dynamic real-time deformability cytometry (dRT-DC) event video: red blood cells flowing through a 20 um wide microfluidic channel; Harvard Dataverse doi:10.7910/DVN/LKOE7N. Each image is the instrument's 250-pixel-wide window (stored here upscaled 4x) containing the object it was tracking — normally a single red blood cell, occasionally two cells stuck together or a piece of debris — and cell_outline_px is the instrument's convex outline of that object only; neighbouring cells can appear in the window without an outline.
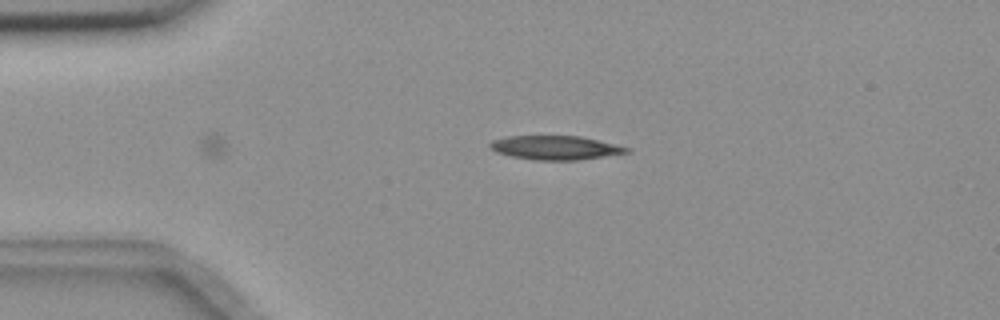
{"species": "common noctule bat (a hibernating species)", "species_latin": "Nyctalus noctula", "temperature_condition": "room temperature", "stored_images_in_passage": 13, "camera_frame_rate_fps": 3000, "um_per_image_px": 0.085, "animal": {"sex": "female", "body_mass_g": 18.4}, "frame": {"image": 1, "passage_image": 2, "time_ms": 0.333, "image_size_px": [1000, 320], "cell_outline_px": [[632, 148], [628, 152], [576, 160], [532, 160], [512, 156], [496, 152], [488, 148], [488, 144], [492, 140], [508, 136], [580, 136], [616, 144]], "centroid_in_image_um": [47.16, 12.55], "position_along_channel_um": 37.8, "area_um2": 19.02}}
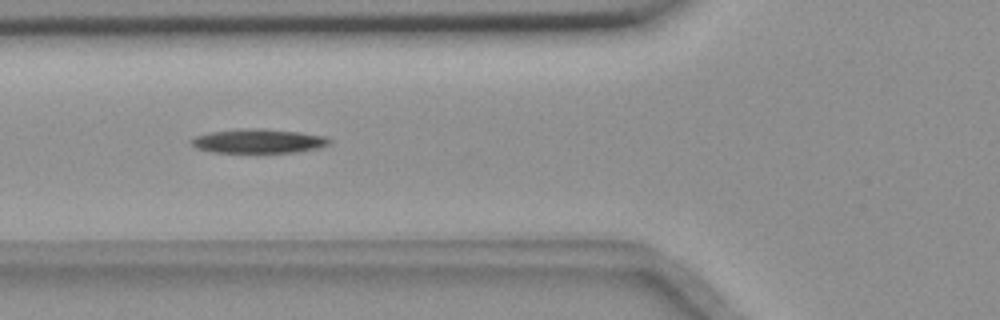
{"frame": {"image": 2, "passage_image": 10, "time_ms": 3.0, "image_size_px": [1000, 320], "cell_outline_px": [[332, 140], [324, 148], [296, 152], [212, 152], [196, 148], [188, 140], [196, 136], [208, 132], [240, 128], [264, 128], [300, 132], [328, 136]], "centroid_in_image_um": [22.01, 11.98], "position_along_channel_um": 103.8, "area_um2": 19.83}}
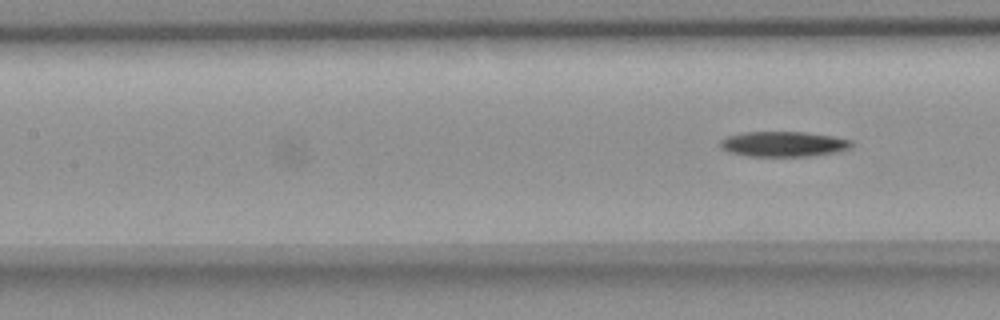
{"frame": {"image": 3, "passage_image": 13, "time_ms": 4.0, "image_size_px": [1000, 320], "cell_outline_px": [[852, 144], [848, 148], [836, 152], [812, 156], [748, 156], [728, 152], [720, 148], [720, 140], [728, 136], [744, 132], [804, 132], [832, 136], [852, 140]], "centroid_in_image_um": [66.56, 12.24], "position_along_channel_um": 140.8, "area_um2": 19.25}}